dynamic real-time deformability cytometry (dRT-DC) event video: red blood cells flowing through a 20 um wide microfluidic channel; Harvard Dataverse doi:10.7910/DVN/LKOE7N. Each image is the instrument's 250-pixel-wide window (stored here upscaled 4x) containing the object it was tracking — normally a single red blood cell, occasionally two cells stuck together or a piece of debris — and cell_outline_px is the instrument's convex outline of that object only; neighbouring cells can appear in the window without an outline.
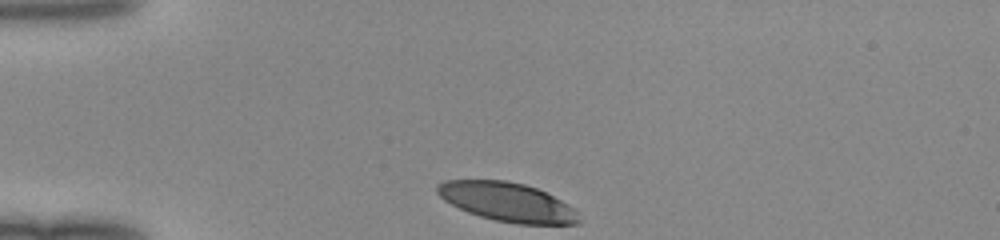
{"species": "human", "species_latin": "Homo sapiens", "temperature_condition": "room temperature", "stored_images_in_passage": 30, "camera_frame_rate_fps": 3000, "um_per_image_px": 0.085, "donor": {"sex": "female"}, "frame": {"image": 1, "passage_image": 1, "time_ms": 0.0, "image_size_px": [1000, 240], "cell_outline_px": [[580, 224], [516, 224], [496, 220], [480, 216], [468, 212], [444, 200], [436, 192], [436, 184], [444, 180], [504, 180], [524, 184], [536, 188], [568, 204], [580, 212]], "centroid_in_image_um": [43.13, 17.17], "position_along_channel_um": 41.9, "area_um2": 32.14}}
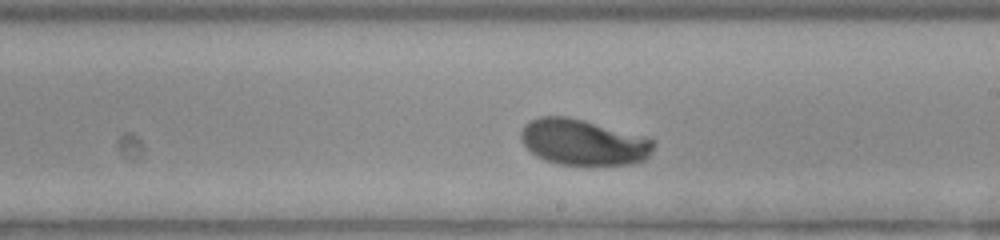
{"frame": {"image": 2, "passage_image": 18, "time_ms": 5.667, "image_size_px": [1000, 240], "cell_outline_px": [[656, 144], [648, 156], [644, 160], [632, 164], [560, 164], [544, 160], [536, 156], [520, 140], [520, 132], [524, 124], [528, 120], [540, 116], [568, 116], [648, 136], [656, 140]], "centroid_in_image_um": [49.59, 12.06], "position_along_channel_um": 239.4, "area_um2": 35.84}}
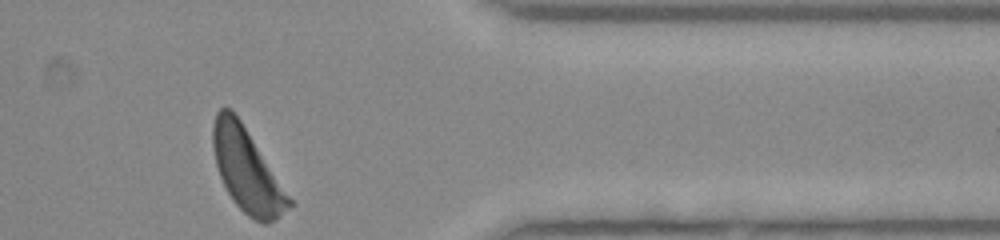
{"frame": {"image": 3, "passage_image": 30, "time_ms": 9.667, "image_size_px": [1000, 240], "cell_outline_px": [[292, 204], [276, 220], [268, 224], [264, 224], [248, 216], [232, 200], [220, 176], [216, 164], [212, 144], [212, 124], [216, 112], [220, 108], [228, 108], [240, 120], [292, 200]], "centroid_in_image_um": [20.96, 14.49], "position_along_channel_um": 390.4, "area_um2": 36.13}}